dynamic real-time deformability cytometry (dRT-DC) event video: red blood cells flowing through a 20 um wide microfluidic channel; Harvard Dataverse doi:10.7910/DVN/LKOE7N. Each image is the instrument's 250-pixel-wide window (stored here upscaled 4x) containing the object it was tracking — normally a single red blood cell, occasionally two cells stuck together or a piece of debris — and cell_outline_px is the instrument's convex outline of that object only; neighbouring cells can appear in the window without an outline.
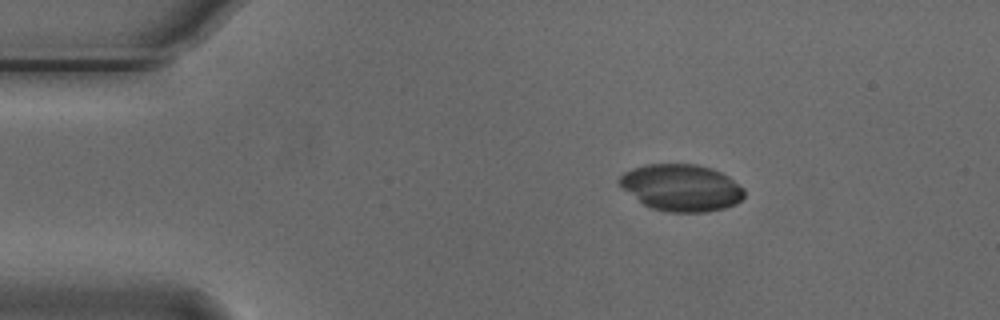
{"species": "Egyptian fruit bat (a non-hibernating species)", "species_latin": "Rousettus aegyptiacus", "temperature_condition": "cold", "stored_images_in_passage": 35, "camera_frame_rate_fps": 3000, "um_per_image_px": 0.085, "animal": {"sex": "male"}, "frame": {"image": 1, "passage_image": 1, "time_ms": 0.0, "image_size_px": [1000, 320], "cell_outline_px": [[744, 196], [736, 204], [724, 208], [708, 212], [668, 212], [652, 208], [644, 204], [624, 188], [620, 184], [620, 176], [624, 172], [632, 168], [644, 164], [696, 164], [712, 168], [728, 176], [744, 188]], "centroid_in_image_um": [57.95, 15.94], "position_along_channel_um": 27.1, "area_um2": 33.87}}